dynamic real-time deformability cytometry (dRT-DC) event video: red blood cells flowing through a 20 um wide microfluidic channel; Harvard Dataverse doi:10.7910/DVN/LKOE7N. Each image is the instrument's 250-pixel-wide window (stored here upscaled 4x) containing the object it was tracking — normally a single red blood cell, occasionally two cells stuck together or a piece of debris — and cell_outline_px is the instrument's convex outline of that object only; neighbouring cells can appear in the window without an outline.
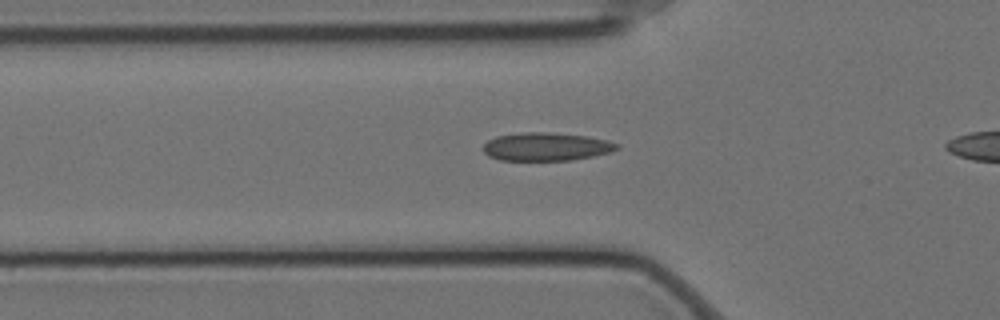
{"species": "Egyptian fruit bat (a non-hibernating species)", "species_latin": "Rousettus aegyptiacus", "temperature_condition": "cold", "stored_images_in_passage": 39, "camera_frame_rate_fps": 3000, "um_per_image_px": 0.085, "animal": {"sex": "female"}, "frame": {"image": 1, "passage_image": 11, "time_ms": 3.333, "image_size_px": [1000, 320], "cell_outline_px": [[620, 148], [612, 152], [572, 160], [500, 160], [488, 156], [484, 152], [484, 144], [488, 140], [496, 136], [524, 132], [548, 132], [588, 136], [608, 140], [620, 144]], "centroid_in_image_um": [46.46, 12.46], "position_along_channel_um": 79.3, "area_um2": 22.08}}
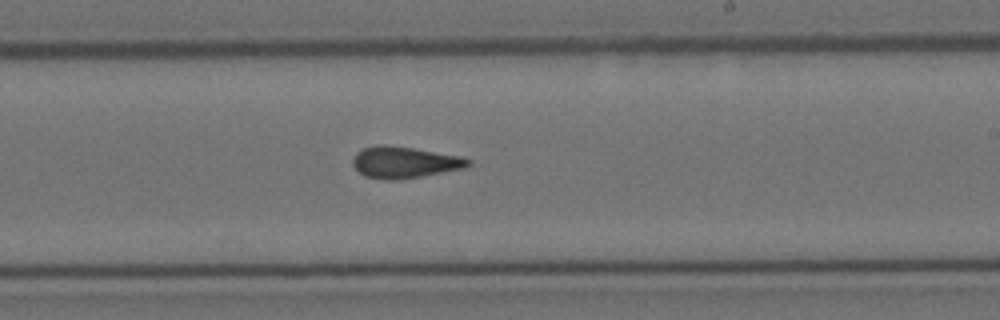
{"frame": {"image": 2, "passage_image": 26, "time_ms": 8.333, "image_size_px": [1000, 320], "cell_outline_px": [[472, 164], [464, 168], [400, 180], [384, 180], [364, 176], [352, 164], [352, 160], [356, 152], [364, 148], [376, 144], [384, 144], [412, 148], [460, 156], [472, 160]], "centroid_in_image_um": [34.36, 13.8], "position_along_channel_um": 254.6, "area_um2": 21.21}}
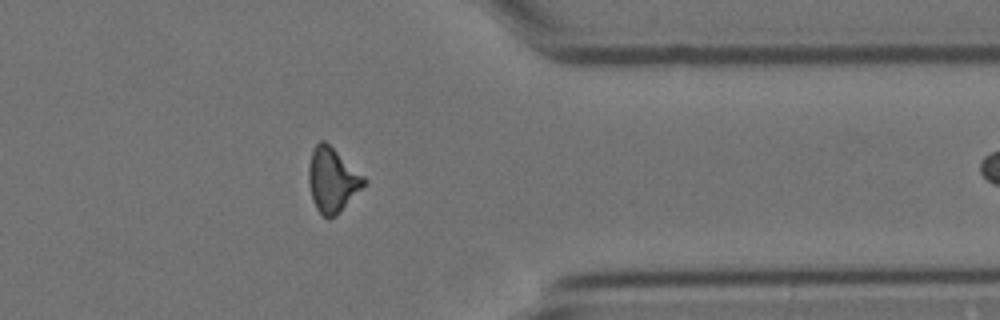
{"frame": {"image": 3, "passage_image": 38, "time_ms": 12.333, "image_size_px": [1000, 320], "cell_outline_px": [[368, 180], [340, 212], [336, 216], [328, 220], [316, 208], [312, 200], [308, 184], [308, 164], [312, 152], [316, 144], [320, 140], [324, 140], [364, 176]], "centroid_in_image_um": [28.22, 15.31], "position_along_channel_um": 383.2, "area_um2": 20.63}}